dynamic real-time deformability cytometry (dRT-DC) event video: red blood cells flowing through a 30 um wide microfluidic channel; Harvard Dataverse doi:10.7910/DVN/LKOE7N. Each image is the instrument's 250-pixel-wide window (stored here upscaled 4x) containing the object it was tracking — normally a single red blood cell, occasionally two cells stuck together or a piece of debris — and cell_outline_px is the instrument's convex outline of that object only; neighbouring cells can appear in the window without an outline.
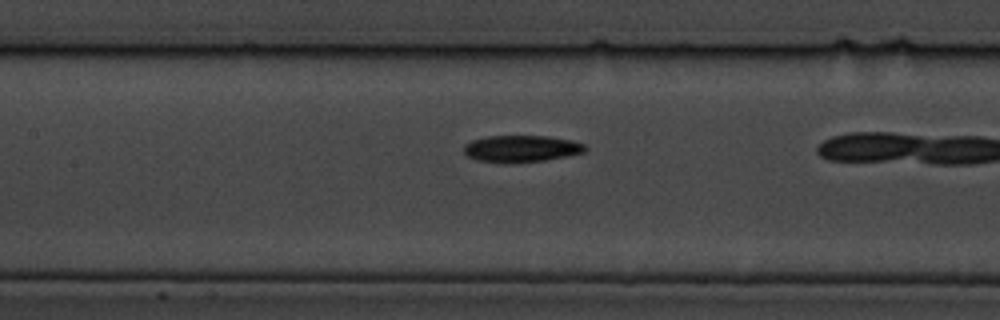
{"species": "common noctule bat (a hibernating species)", "species_latin": "Nyctalus noctula", "temperature_condition": "cold", "stored_images_in_passage": 8, "camera_frame_rate_fps": 3000, "um_per_image_px": 0.085, "animal": {"sex": "male", "body_mass_g": 19.5, "forearm_length_mm": 54.6}, "frame": {"image": 1, "passage_image": 6, "time_ms": 1.667, "image_size_px": [1000, 320], "cell_outline_px": [[588, 148], [584, 152], [568, 156], [544, 160], [476, 160], [468, 156], [464, 152], [464, 144], [472, 140], [488, 136], [548, 136], [572, 140], [584, 144]], "centroid_in_image_um": [44.36, 12.59], "position_along_channel_um": 163.0, "area_um2": 18.15}}